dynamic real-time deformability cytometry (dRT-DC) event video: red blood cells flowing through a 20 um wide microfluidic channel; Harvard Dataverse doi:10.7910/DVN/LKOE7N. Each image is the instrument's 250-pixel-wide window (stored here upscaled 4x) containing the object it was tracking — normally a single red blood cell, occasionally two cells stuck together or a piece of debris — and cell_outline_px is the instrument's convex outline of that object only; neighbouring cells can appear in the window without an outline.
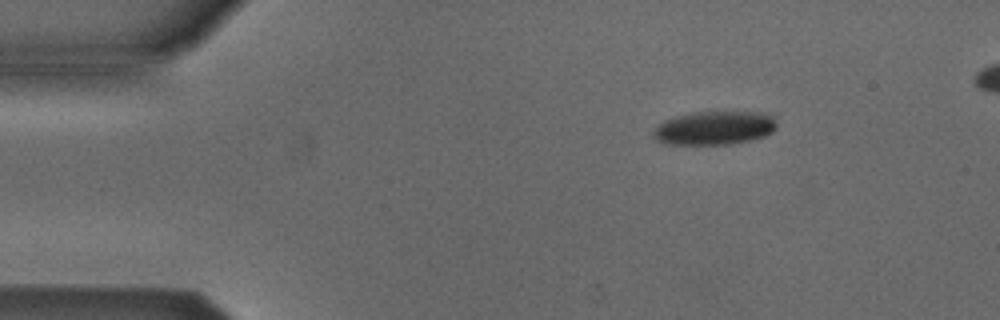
{"species": "Egyptian fruit bat (a non-hibernating species)", "species_latin": "Rousettus aegyptiacus", "temperature_condition": "cold", "stored_images_in_passage": 5, "camera_frame_rate_fps": 3000, "um_per_image_px": 0.085, "animal": {"sex": "male"}, "frame": {"image": 1, "passage_image": 5, "time_ms": 4.667, "image_size_px": [1000, 320], "cell_outline_px": [[776, 128], [772, 132], [764, 136], [732, 144], [664, 144], [656, 140], [656, 128], [660, 124], [676, 116], [696, 112], [756, 112], [772, 116], [776, 120]], "centroid_in_image_um": [60.77, 10.88], "position_along_channel_um": 24.2, "area_um2": 23.7}}